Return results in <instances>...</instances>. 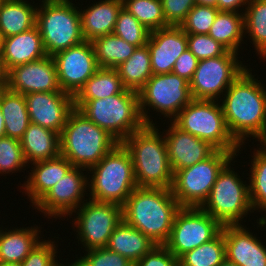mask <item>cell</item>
<instances>
[{
	"label": "cell",
	"instance_id": "obj_1",
	"mask_svg": "<svg viewBox=\"0 0 266 266\" xmlns=\"http://www.w3.org/2000/svg\"><path fill=\"white\" fill-rule=\"evenodd\" d=\"M220 99L230 134L242 146L253 137H266V88L246 68Z\"/></svg>",
	"mask_w": 266,
	"mask_h": 266
},
{
	"label": "cell",
	"instance_id": "obj_2",
	"mask_svg": "<svg viewBox=\"0 0 266 266\" xmlns=\"http://www.w3.org/2000/svg\"><path fill=\"white\" fill-rule=\"evenodd\" d=\"M180 208L170 188L136 187L122 206V216L156 245H164Z\"/></svg>",
	"mask_w": 266,
	"mask_h": 266
},
{
	"label": "cell",
	"instance_id": "obj_3",
	"mask_svg": "<svg viewBox=\"0 0 266 266\" xmlns=\"http://www.w3.org/2000/svg\"><path fill=\"white\" fill-rule=\"evenodd\" d=\"M156 127L145 125L122 142L130 153L137 187L171 188L173 182L164 132Z\"/></svg>",
	"mask_w": 266,
	"mask_h": 266
},
{
	"label": "cell",
	"instance_id": "obj_4",
	"mask_svg": "<svg viewBox=\"0 0 266 266\" xmlns=\"http://www.w3.org/2000/svg\"><path fill=\"white\" fill-rule=\"evenodd\" d=\"M60 155L74 167L90 169L119 142L75 108L60 133Z\"/></svg>",
	"mask_w": 266,
	"mask_h": 266
},
{
	"label": "cell",
	"instance_id": "obj_5",
	"mask_svg": "<svg viewBox=\"0 0 266 266\" xmlns=\"http://www.w3.org/2000/svg\"><path fill=\"white\" fill-rule=\"evenodd\" d=\"M74 106L119 143L146 125L140 112L139 94L129 89L102 99L74 101Z\"/></svg>",
	"mask_w": 266,
	"mask_h": 266
},
{
	"label": "cell",
	"instance_id": "obj_6",
	"mask_svg": "<svg viewBox=\"0 0 266 266\" xmlns=\"http://www.w3.org/2000/svg\"><path fill=\"white\" fill-rule=\"evenodd\" d=\"M88 171L91 175L87 176L90 188L87 196L93 201L123 206L137 187L130 153L122 143H118Z\"/></svg>",
	"mask_w": 266,
	"mask_h": 266
},
{
	"label": "cell",
	"instance_id": "obj_7",
	"mask_svg": "<svg viewBox=\"0 0 266 266\" xmlns=\"http://www.w3.org/2000/svg\"><path fill=\"white\" fill-rule=\"evenodd\" d=\"M71 0H42L38 5L36 27L47 55L85 41L79 8Z\"/></svg>",
	"mask_w": 266,
	"mask_h": 266
},
{
	"label": "cell",
	"instance_id": "obj_8",
	"mask_svg": "<svg viewBox=\"0 0 266 266\" xmlns=\"http://www.w3.org/2000/svg\"><path fill=\"white\" fill-rule=\"evenodd\" d=\"M220 103L217 100L193 99L172 122L182 131L209 142L217 150L238 156L241 145L228 130Z\"/></svg>",
	"mask_w": 266,
	"mask_h": 266
},
{
	"label": "cell",
	"instance_id": "obj_9",
	"mask_svg": "<svg viewBox=\"0 0 266 266\" xmlns=\"http://www.w3.org/2000/svg\"><path fill=\"white\" fill-rule=\"evenodd\" d=\"M234 159L220 171L208 199L201 206L222 226L241 225L242 219L249 212H254L250 203L249 185L231 168Z\"/></svg>",
	"mask_w": 266,
	"mask_h": 266
},
{
	"label": "cell",
	"instance_id": "obj_10",
	"mask_svg": "<svg viewBox=\"0 0 266 266\" xmlns=\"http://www.w3.org/2000/svg\"><path fill=\"white\" fill-rule=\"evenodd\" d=\"M235 155L216 150L207 159L173 173L171 192L181 207H201L224 166Z\"/></svg>",
	"mask_w": 266,
	"mask_h": 266
},
{
	"label": "cell",
	"instance_id": "obj_11",
	"mask_svg": "<svg viewBox=\"0 0 266 266\" xmlns=\"http://www.w3.org/2000/svg\"><path fill=\"white\" fill-rule=\"evenodd\" d=\"M138 94L146 125H155L148 115L149 107L172 121L193 100L189 82L174 73L152 75Z\"/></svg>",
	"mask_w": 266,
	"mask_h": 266
},
{
	"label": "cell",
	"instance_id": "obj_12",
	"mask_svg": "<svg viewBox=\"0 0 266 266\" xmlns=\"http://www.w3.org/2000/svg\"><path fill=\"white\" fill-rule=\"evenodd\" d=\"M238 58V53L228 50L219 57L199 60L189 82L192 99L219 101L223 93L247 68Z\"/></svg>",
	"mask_w": 266,
	"mask_h": 266
},
{
	"label": "cell",
	"instance_id": "obj_13",
	"mask_svg": "<svg viewBox=\"0 0 266 266\" xmlns=\"http://www.w3.org/2000/svg\"><path fill=\"white\" fill-rule=\"evenodd\" d=\"M75 213L73 227L77 228L78 241L85 251L105 248L116 226L123 220L121 205L90 199L82 203Z\"/></svg>",
	"mask_w": 266,
	"mask_h": 266
},
{
	"label": "cell",
	"instance_id": "obj_14",
	"mask_svg": "<svg viewBox=\"0 0 266 266\" xmlns=\"http://www.w3.org/2000/svg\"><path fill=\"white\" fill-rule=\"evenodd\" d=\"M222 227L201 207H181L174 217L170 237L164 246L179 258L187 251L214 239Z\"/></svg>",
	"mask_w": 266,
	"mask_h": 266
},
{
	"label": "cell",
	"instance_id": "obj_15",
	"mask_svg": "<svg viewBox=\"0 0 266 266\" xmlns=\"http://www.w3.org/2000/svg\"><path fill=\"white\" fill-rule=\"evenodd\" d=\"M83 171L87 169L73 166L33 208L48 216V219L71 216L86 201L84 196L88 194V175L84 176Z\"/></svg>",
	"mask_w": 266,
	"mask_h": 266
},
{
	"label": "cell",
	"instance_id": "obj_16",
	"mask_svg": "<svg viewBox=\"0 0 266 266\" xmlns=\"http://www.w3.org/2000/svg\"><path fill=\"white\" fill-rule=\"evenodd\" d=\"M52 57L61 90L73 97L99 68L90 41L59 51Z\"/></svg>",
	"mask_w": 266,
	"mask_h": 266
},
{
	"label": "cell",
	"instance_id": "obj_17",
	"mask_svg": "<svg viewBox=\"0 0 266 266\" xmlns=\"http://www.w3.org/2000/svg\"><path fill=\"white\" fill-rule=\"evenodd\" d=\"M9 91L22 95L35 92L62 91L57 77V70L52 56L17 65L7 71Z\"/></svg>",
	"mask_w": 266,
	"mask_h": 266
},
{
	"label": "cell",
	"instance_id": "obj_18",
	"mask_svg": "<svg viewBox=\"0 0 266 266\" xmlns=\"http://www.w3.org/2000/svg\"><path fill=\"white\" fill-rule=\"evenodd\" d=\"M24 96L30 122L60 135L75 109L73 96L63 91L35 92Z\"/></svg>",
	"mask_w": 266,
	"mask_h": 266
},
{
	"label": "cell",
	"instance_id": "obj_19",
	"mask_svg": "<svg viewBox=\"0 0 266 266\" xmlns=\"http://www.w3.org/2000/svg\"><path fill=\"white\" fill-rule=\"evenodd\" d=\"M170 123L163 131H166L164 137L173 173L207 159L217 150L209 142L182 131L172 121Z\"/></svg>",
	"mask_w": 266,
	"mask_h": 266
},
{
	"label": "cell",
	"instance_id": "obj_20",
	"mask_svg": "<svg viewBox=\"0 0 266 266\" xmlns=\"http://www.w3.org/2000/svg\"><path fill=\"white\" fill-rule=\"evenodd\" d=\"M146 45L150 51L152 74L172 73L175 61L187 49V33L179 26L153 30Z\"/></svg>",
	"mask_w": 266,
	"mask_h": 266
},
{
	"label": "cell",
	"instance_id": "obj_21",
	"mask_svg": "<svg viewBox=\"0 0 266 266\" xmlns=\"http://www.w3.org/2000/svg\"><path fill=\"white\" fill-rule=\"evenodd\" d=\"M226 259L237 266H266V246L244 225L222 227Z\"/></svg>",
	"mask_w": 266,
	"mask_h": 266
},
{
	"label": "cell",
	"instance_id": "obj_22",
	"mask_svg": "<svg viewBox=\"0 0 266 266\" xmlns=\"http://www.w3.org/2000/svg\"><path fill=\"white\" fill-rule=\"evenodd\" d=\"M45 56L47 53L36 26L23 33L2 39L0 57L6 71L17 65L40 60Z\"/></svg>",
	"mask_w": 266,
	"mask_h": 266
},
{
	"label": "cell",
	"instance_id": "obj_23",
	"mask_svg": "<svg viewBox=\"0 0 266 266\" xmlns=\"http://www.w3.org/2000/svg\"><path fill=\"white\" fill-rule=\"evenodd\" d=\"M27 181L22 184L32 207L73 167L71 162L59 155L56 158L32 163Z\"/></svg>",
	"mask_w": 266,
	"mask_h": 266
},
{
	"label": "cell",
	"instance_id": "obj_24",
	"mask_svg": "<svg viewBox=\"0 0 266 266\" xmlns=\"http://www.w3.org/2000/svg\"><path fill=\"white\" fill-rule=\"evenodd\" d=\"M96 3V4H95ZM87 9H79L82 34L85 41L113 33L122 0H101Z\"/></svg>",
	"mask_w": 266,
	"mask_h": 266
},
{
	"label": "cell",
	"instance_id": "obj_25",
	"mask_svg": "<svg viewBox=\"0 0 266 266\" xmlns=\"http://www.w3.org/2000/svg\"><path fill=\"white\" fill-rule=\"evenodd\" d=\"M59 140L58 133L30 123L20 140L27 164L58 157L60 155Z\"/></svg>",
	"mask_w": 266,
	"mask_h": 266
},
{
	"label": "cell",
	"instance_id": "obj_26",
	"mask_svg": "<svg viewBox=\"0 0 266 266\" xmlns=\"http://www.w3.org/2000/svg\"><path fill=\"white\" fill-rule=\"evenodd\" d=\"M155 246L148 236L122 220L111 234L106 248L135 264Z\"/></svg>",
	"mask_w": 266,
	"mask_h": 266
},
{
	"label": "cell",
	"instance_id": "obj_27",
	"mask_svg": "<svg viewBox=\"0 0 266 266\" xmlns=\"http://www.w3.org/2000/svg\"><path fill=\"white\" fill-rule=\"evenodd\" d=\"M38 226L0 229V263H22L41 241Z\"/></svg>",
	"mask_w": 266,
	"mask_h": 266
},
{
	"label": "cell",
	"instance_id": "obj_28",
	"mask_svg": "<svg viewBox=\"0 0 266 266\" xmlns=\"http://www.w3.org/2000/svg\"><path fill=\"white\" fill-rule=\"evenodd\" d=\"M37 6L27 0L0 2V34L2 39L23 33L36 26Z\"/></svg>",
	"mask_w": 266,
	"mask_h": 266
},
{
	"label": "cell",
	"instance_id": "obj_29",
	"mask_svg": "<svg viewBox=\"0 0 266 266\" xmlns=\"http://www.w3.org/2000/svg\"><path fill=\"white\" fill-rule=\"evenodd\" d=\"M0 109L6 136L21 140L31 123L25 96L7 88L0 91Z\"/></svg>",
	"mask_w": 266,
	"mask_h": 266
},
{
	"label": "cell",
	"instance_id": "obj_30",
	"mask_svg": "<svg viewBox=\"0 0 266 266\" xmlns=\"http://www.w3.org/2000/svg\"><path fill=\"white\" fill-rule=\"evenodd\" d=\"M125 89L116 68L99 67L73 99L74 101L102 99L119 94Z\"/></svg>",
	"mask_w": 266,
	"mask_h": 266
},
{
	"label": "cell",
	"instance_id": "obj_31",
	"mask_svg": "<svg viewBox=\"0 0 266 266\" xmlns=\"http://www.w3.org/2000/svg\"><path fill=\"white\" fill-rule=\"evenodd\" d=\"M126 89L139 92L153 75L151 56L147 45L136 48L134 53L116 67Z\"/></svg>",
	"mask_w": 266,
	"mask_h": 266
},
{
	"label": "cell",
	"instance_id": "obj_32",
	"mask_svg": "<svg viewBox=\"0 0 266 266\" xmlns=\"http://www.w3.org/2000/svg\"><path fill=\"white\" fill-rule=\"evenodd\" d=\"M229 51L239 53L244 41V13L219 11L208 33Z\"/></svg>",
	"mask_w": 266,
	"mask_h": 266
},
{
	"label": "cell",
	"instance_id": "obj_33",
	"mask_svg": "<svg viewBox=\"0 0 266 266\" xmlns=\"http://www.w3.org/2000/svg\"><path fill=\"white\" fill-rule=\"evenodd\" d=\"M91 44L97 65L101 68H116L137 48L113 33L97 37Z\"/></svg>",
	"mask_w": 266,
	"mask_h": 266
},
{
	"label": "cell",
	"instance_id": "obj_34",
	"mask_svg": "<svg viewBox=\"0 0 266 266\" xmlns=\"http://www.w3.org/2000/svg\"><path fill=\"white\" fill-rule=\"evenodd\" d=\"M251 157L253 158L250 165L251 174L248 177L250 178L248 185L251 207L254 211L259 209V212L266 213V146L261 144L259 149L253 151ZM263 216L257 219L261 228L266 226V215Z\"/></svg>",
	"mask_w": 266,
	"mask_h": 266
},
{
	"label": "cell",
	"instance_id": "obj_35",
	"mask_svg": "<svg viewBox=\"0 0 266 266\" xmlns=\"http://www.w3.org/2000/svg\"><path fill=\"white\" fill-rule=\"evenodd\" d=\"M247 34L256 54L266 61V0H248L244 11V35Z\"/></svg>",
	"mask_w": 266,
	"mask_h": 266
},
{
	"label": "cell",
	"instance_id": "obj_36",
	"mask_svg": "<svg viewBox=\"0 0 266 266\" xmlns=\"http://www.w3.org/2000/svg\"><path fill=\"white\" fill-rule=\"evenodd\" d=\"M226 259L223 230L211 241L178 258L179 266H219Z\"/></svg>",
	"mask_w": 266,
	"mask_h": 266
},
{
	"label": "cell",
	"instance_id": "obj_37",
	"mask_svg": "<svg viewBox=\"0 0 266 266\" xmlns=\"http://www.w3.org/2000/svg\"><path fill=\"white\" fill-rule=\"evenodd\" d=\"M123 8L149 31L166 28L161 0H122Z\"/></svg>",
	"mask_w": 266,
	"mask_h": 266
},
{
	"label": "cell",
	"instance_id": "obj_38",
	"mask_svg": "<svg viewBox=\"0 0 266 266\" xmlns=\"http://www.w3.org/2000/svg\"><path fill=\"white\" fill-rule=\"evenodd\" d=\"M113 34L139 48L147 44L150 31L122 7L117 16Z\"/></svg>",
	"mask_w": 266,
	"mask_h": 266
},
{
	"label": "cell",
	"instance_id": "obj_39",
	"mask_svg": "<svg viewBox=\"0 0 266 266\" xmlns=\"http://www.w3.org/2000/svg\"><path fill=\"white\" fill-rule=\"evenodd\" d=\"M26 166L20 140L11 137L0 138V174L17 173ZM17 171V172H16Z\"/></svg>",
	"mask_w": 266,
	"mask_h": 266
},
{
	"label": "cell",
	"instance_id": "obj_40",
	"mask_svg": "<svg viewBox=\"0 0 266 266\" xmlns=\"http://www.w3.org/2000/svg\"><path fill=\"white\" fill-rule=\"evenodd\" d=\"M219 9L196 4L179 26L187 34H208Z\"/></svg>",
	"mask_w": 266,
	"mask_h": 266
},
{
	"label": "cell",
	"instance_id": "obj_41",
	"mask_svg": "<svg viewBox=\"0 0 266 266\" xmlns=\"http://www.w3.org/2000/svg\"><path fill=\"white\" fill-rule=\"evenodd\" d=\"M187 48L198 60L219 57L228 51L208 34H187Z\"/></svg>",
	"mask_w": 266,
	"mask_h": 266
},
{
	"label": "cell",
	"instance_id": "obj_42",
	"mask_svg": "<svg viewBox=\"0 0 266 266\" xmlns=\"http://www.w3.org/2000/svg\"><path fill=\"white\" fill-rule=\"evenodd\" d=\"M85 253L76 260L79 266H134L128 258L106 247L87 250Z\"/></svg>",
	"mask_w": 266,
	"mask_h": 266
},
{
	"label": "cell",
	"instance_id": "obj_43",
	"mask_svg": "<svg viewBox=\"0 0 266 266\" xmlns=\"http://www.w3.org/2000/svg\"><path fill=\"white\" fill-rule=\"evenodd\" d=\"M58 245L52 240H43L22 261L21 266H55Z\"/></svg>",
	"mask_w": 266,
	"mask_h": 266
},
{
	"label": "cell",
	"instance_id": "obj_44",
	"mask_svg": "<svg viewBox=\"0 0 266 266\" xmlns=\"http://www.w3.org/2000/svg\"><path fill=\"white\" fill-rule=\"evenodd\" d=\"M161 3L165 21L169 26H180L196 5L195 0H161Z\"/></svg>",
	"mask_w": 266,
	"mask_h": 266
},
{
	"label": "cell",
	"instance_id": "obj_45",
	"mask_svg": "<svg viewBox=\"0 0 266 266\" xmlns=\"http://www.w3.org/2000/svg\"><path fill=\"white\" fill-rule=\"evenodd\" d=\"M134 266H179L176 258L164 245H156Z\"/></svg>",
	"mask_w": 266,
	"mask_h": 266
},
{
	"label": "cell",
	"instance_id": "obj_46",
	"mask_svg": "<svg viewBox=\"0 0 266 266\" xmlns=\"http://www.w3.org/2000/svg\"><path fill=\"white\" fill-rule=\"evenodd\" d=\"M199 60L187 48L175 61L172 73L190 82L198 66Z\"/></svg>",
	"mask_w": 266,
	"mask_h": 266
},
{
	"label": "cell",
	"instance_id": "obj_47",
	"mask_svg": "<svg viewBox=\"0 0 266 266\" xmlns=\"http://www.w3.org/2000/svg\"><path fill=\"white\" fill-rule=\"evenodd\" d=\"M248 4V0H217V8L219 11H227V12H237V13H244L243 6ZM242 6V9L240 8ZM239 10H241L239 12Z\"/></svg>",
	"mask_w": 266,
	"mask_h": 266
},
{
	"label": "cell",
	"instance_id": "obj_48",
	"mask_svg": "<svg viewBox=\"0 0 266 266\" xmlns=\"http://www.w3.org/2000/svg\"><path fill=\"white\" fill-rule=\"evenodd\" d=\"M6 85H7V71L0 57V91L6 89Z\"/></svg>",
	"mask_w": 266,
	"mask_h": 266
},
{
	"label": "cell",
	"instance_id": "obj_49",
	"mask_svg": "<svg viewBox=\"0 0 266 266\" xmlns=\"http://www.w3.org/2000/svg\"><path fill=\"white\" fill-rule=\"evenodd\" d=\"M198 5L213 6L217 8V0H195Z\"/></svg>",
	"mask_w": 266,
	"mask_h": 266
},
{
	"label": "cell",
	"instance_id": "obj_50",
	"mask_svg": "<svg viewBox=\"0 0 266 266\" xmlns=\"http://www.w3.org/2000/svg\"><path fill=\"white\" fill-rule=\"evenodd\" d=\"M4 136H6L5 125H4V119H3V116H2V112H1V109H0V138L4 137Z\"/></svg>",
	"mask_w": 266,
	"mask_h": 266
},
{
	"label": "cell",
	"instance_id": "obj_51",
	"mask_svg": "<svg viewBox=\"0 0 266 266\" xmlns=\"http://www.w3.org/2000/svg\"><path fill=\"white\" fill-rule=\"evenodd\" d=\"M219 266H237L235 263L225 259Z\"/></svg>",
	"mask_w": 266,
	"mask_h": 266
},
{
	"label": "cell",
	"instance_id": "obj_52",
	"mask_svg": "<svg viewBox=\"0 0 266 266\" xmlns=\"http://www.w3.org/2000/svg\"><path fill=\"white\" fill-rule=\"evenodd\" d=\"M55 266H79L78 265V263H77V261L75 260V262L73 263H69L68 265H64V264H62V263H60V262H57L56 264H55Z\"/></svg>",
	"mask_w": 266,
	"mask_h": 266
},
{
	"label": "cell",
	"instance_id": "obj_53",
	"mask_svg": "<svg viewBox=\"0 0 266 266\" xmlns=\"http://www.w3.org/2000/svg\"><path fill=\"white\" fill-rule=\"evenodd\" d=\"M0 266H21L20 263H0Z\"/></svg>",
	"mask_w": 266,
	"mask_h": 266
},
{
	"label": "cell",
	"instance_id": "obj_54",
	"mask_svg": "<svg viewBox=\"0 0 266 266\" xmlns=\"http://www.w3.org/2000/svg\"><path fill=\"white\" fill-rule=\"evenodd\" d=\"M1 51H2V37H1V34H0V55H1Z\"/></svg>",
	"mask_w": 266,
	"mask_h": 266
},
{
	"label": "cell",
	"instance_id": "obj_55",
	"mask_svg": "<svg viewBox=\"0 0 266 266\" xmlns=\"http://www.w3.org/2000/svg\"><path fill=\"white\" fill-rule=\"evenodd\" d=\"M260 144L266 146V137L264 138V140Z\"/></svg>",
	"mask_w": 266,
	"mask_h": 266
}]
</instances>
